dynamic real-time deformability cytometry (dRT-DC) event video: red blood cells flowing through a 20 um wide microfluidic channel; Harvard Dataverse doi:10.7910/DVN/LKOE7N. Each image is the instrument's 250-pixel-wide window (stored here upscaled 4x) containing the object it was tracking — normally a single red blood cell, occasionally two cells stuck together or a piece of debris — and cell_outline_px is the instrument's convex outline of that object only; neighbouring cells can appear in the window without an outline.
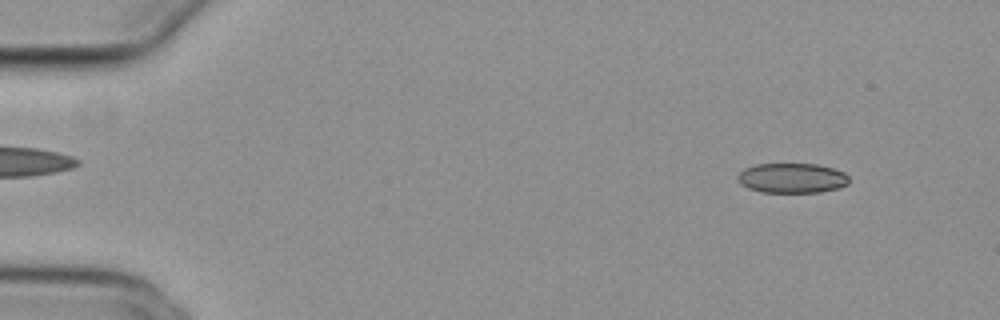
{"species": "common noctule bat (a hibernating species)", "species_latin": "Nyctalus noctula", "temperature_condition": "cold", "stored_images_in_passage": 52, "camera_frame_rate_fps": 3000, "um_per_image_px": 0.085, "animal": {"sex": "female", "body_mass_g": 29.2, "forearm_length_mm": 56.3}, "frame": {"image": 1, "passage_image": 5, "time_ms": 1.333, "image_size_px": [1000, 320], "cell_outline_px": [[848, 184], [840, 188], [820, 192], [760, 192], [748, 188], [740, 184], [736, 180], [736, 176], [744, 168], [756, 164], [816, 164], [832, 168], [844, 172], [848, 176]], "centroid_in_image_um": [67.29, 15.14], "position_along_channel_um": 17.7, "area_um2": 19.54}}
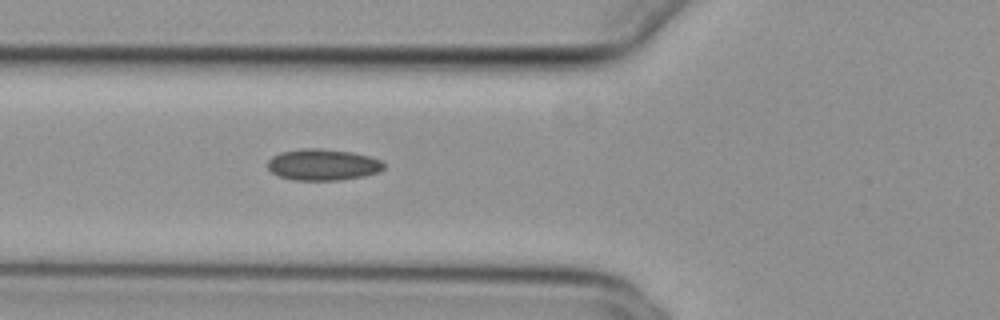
{"frame": {"image": 2, "passage_image": 20, "time_ms": 6.333, "image_size_px": [1000, 320], "cell_outline_px": [[384, 168], [380, 172], [364, 176], [340, 180], [292, 180], [276, 176], [268, 168], [268, 160], [272, 156], [280, 152], [300, 148], [320, 148], [352, 152], [368, 156], [380, 160], [384, 164]], "centroid_in_image_um": [27.42, 14.0], "position_along_channel_um": 98.4, "area_um2": 21.44}}
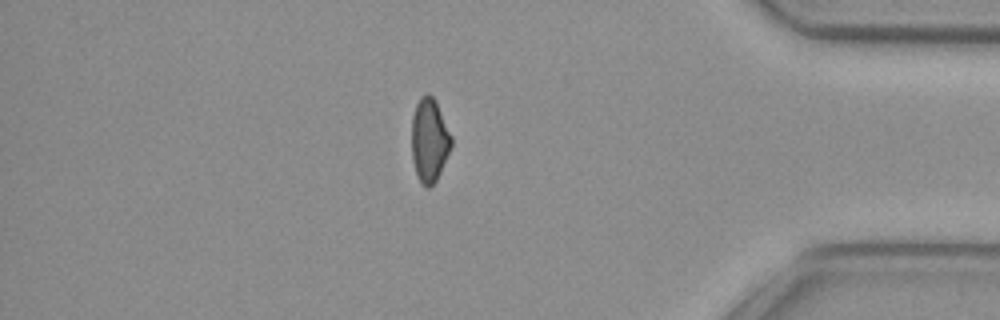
{"frame": {"image": 3, "passage_image": 46, "time_ms": 15.0, "image_size_px": [1000, 320], "cell_outline_px": [[452, 144], [440, 172], [436, 180], [428, 188], [420, 180], [416, 172], [412, 160], [412, 116], [416, 104], [420, 96], [428, 92], [436, 100], [452, 136]], "centroid_in_image_um": [36.5, 11.85], "position_along_channel_um": 398.7, "area_um2": 19.25}}